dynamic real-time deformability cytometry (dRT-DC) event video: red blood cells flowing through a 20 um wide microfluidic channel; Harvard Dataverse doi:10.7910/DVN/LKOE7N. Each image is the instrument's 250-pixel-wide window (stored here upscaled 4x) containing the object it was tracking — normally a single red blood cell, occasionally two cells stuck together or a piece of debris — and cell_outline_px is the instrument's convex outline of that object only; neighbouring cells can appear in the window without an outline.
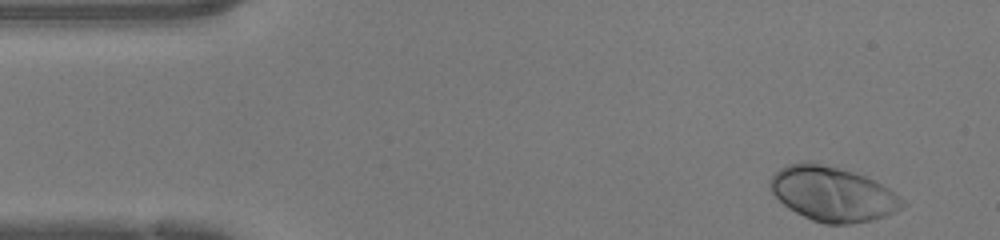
{"species": "human", "species_latin": "Homo sapiens", "temperature_condition": "warm", "stored_images_in_passage": 45, "camera_frame_rate_fps": 3000, "um_per_image_px": 0.085, "donor": {"sex": "female"}, "frame": {"image": 1, "passage_image": 1, "time_ms": 0.0, "image_size_px": [1000, 240], "cell_outline_px": [[908, 204], [884, 216], [872, 220], [848, 224], [824, 224], [812, 220], [788, 208], [768, 188], [768, 180], [780, 168], [788, 164], [800, 160], [812, 160], [840, 168], [864, 176], [888, 188], [900, 196]], "centroid_in_image_um": [70.73, 16.46], "position_along_channel_um": 14.3, "area_um2": 42.25}}
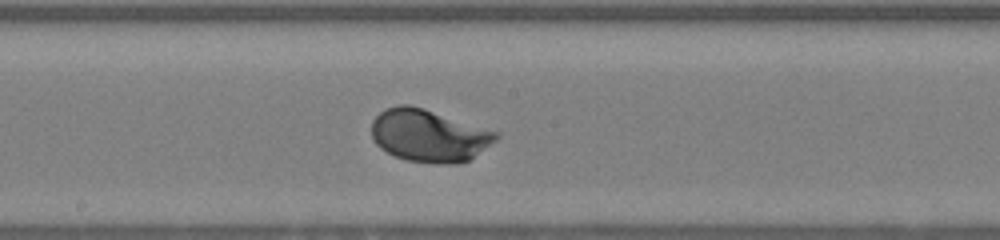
{"frame": {"image": 2, "passage_image": 22, "time_ms": 7.0, "image_size_px": [1000, 240], "cell_outline_px": [[500, 136], [496, 140], [468, 160], [456, 164], [436, 164], [408, 160], [396, 156], [380, 148], [376, 144], [372, 136], [372, 120], [384, 108], [396, 104], [408, 104], [424, 108], [500, 132]], "centroid_in_image_um": [36.45, 11.5], "position_along_channel_um": 211.7, "area_um2": 38.15}}
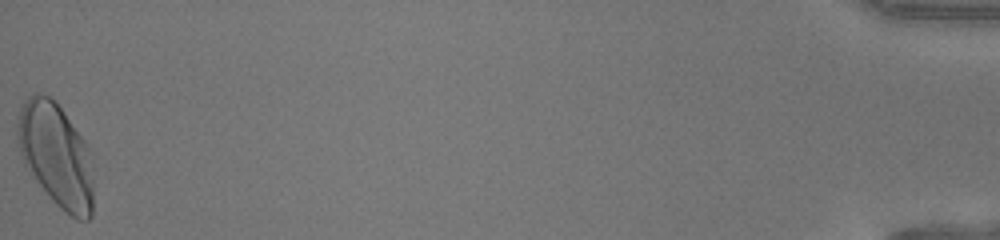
{"frame": {"image": 3, "passage_image": 45, "time_ms": 14.667, "image_size_px": [1000, 240], "cell_outline_px": [[92, 216], [88, 220], [76, 220], [64, 212], [52, 200], [36, 180], [24, 164], [16, 140], [16, 120], [20, 104], [28, 96], [36, 92], [40, 92], [56, 100], [88, 144], [92, 168]], "centroid_in_image_um": [4.74, 13.13], "position_along_channel_um": 430.5, "area_um2": 46.7}, "authors_computed_cell_mechanics": {"area_um2": 37.0498, "velocity_mm_per_s": 4.2468, "shape_relaxation_time_tau1_ms": 1.5824, "shape_relaxation_time_tau2_ms": null, "deformation_change_tau1": 0.1538, "deformation_change_tau2": null}}